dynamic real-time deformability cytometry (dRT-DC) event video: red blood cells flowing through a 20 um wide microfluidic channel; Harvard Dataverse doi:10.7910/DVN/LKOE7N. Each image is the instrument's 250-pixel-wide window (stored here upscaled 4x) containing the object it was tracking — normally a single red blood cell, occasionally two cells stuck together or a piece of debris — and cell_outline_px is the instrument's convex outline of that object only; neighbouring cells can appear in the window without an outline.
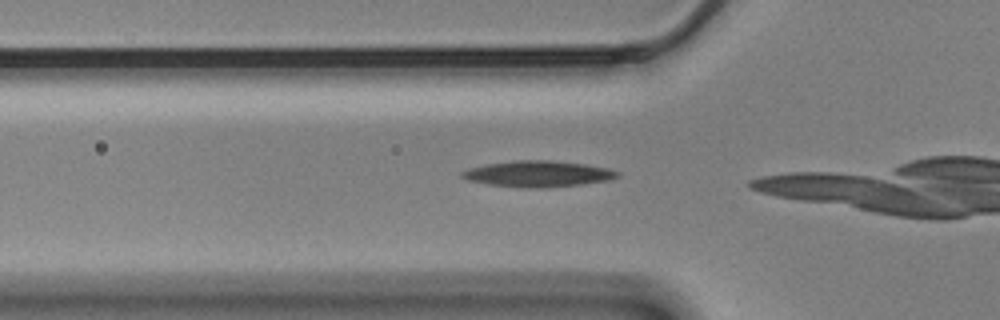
{"species": "Egyptian fruit bat (a non-hibernating species)", "species_latin": "Rousettus aegyptiacus", "temperature_condition": "cold", "stored_images_in_passage": 6, "camera_frame_rate_fps": 3000, "um_per_image_px": 0.085, "animal": {"sex": "male"}, "frame": {"image": 1, "passage_image": 2, "time_ms": 0.333, "image_size_px": [1000, 320], "cell_outline_px": [[620, 176], [608, 180], [584, 184], [544, 188], [524, 188], [488, 184], [468, 180], [460, 176], [460, 172], [468, 168], [484, 164], [516, 160], [548, 160], [584, 164], [608, 168], [620, 172]], "centroid_in_image_um": [45.71, 14.78], "position_along_channel_um": 80.1, "area_um2": 23.76}}
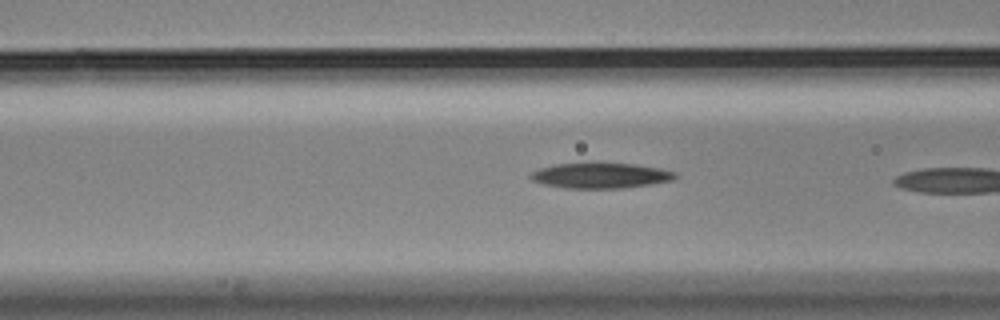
{"frame": {"image": 2, "passage_image": 5, "time_ms": 1.333, "image_size_px": [1000, 320], "cell_outline_px": [[676, 176], [672, 180], [652, 184], [620, 188], [564, 188], [544, 184], [532, 180], [528, 176], [532, 172], [540, 168], [556, 164], [632, 164], [660, 168], [676, 172]], "centroid_in_image_um": [51.04, 14.93], "position_along_channel_um": 115.6, "area_um2": 20.98}}